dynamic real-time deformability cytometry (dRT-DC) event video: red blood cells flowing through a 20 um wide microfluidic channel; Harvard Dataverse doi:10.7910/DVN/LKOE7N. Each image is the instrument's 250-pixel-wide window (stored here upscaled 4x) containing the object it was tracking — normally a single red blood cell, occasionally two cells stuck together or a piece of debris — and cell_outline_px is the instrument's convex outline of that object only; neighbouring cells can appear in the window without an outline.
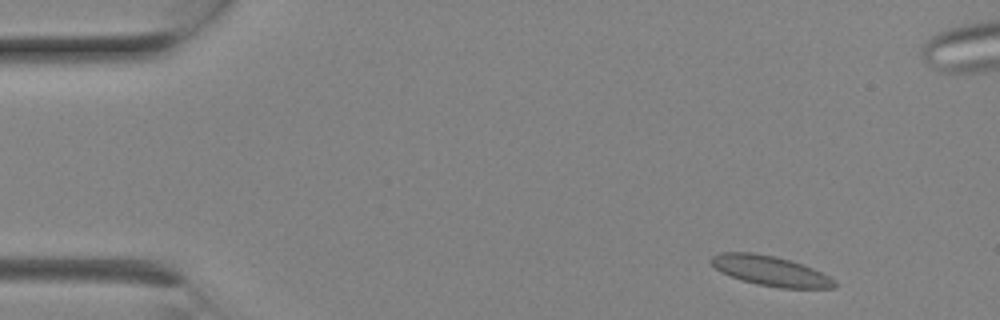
{"species": "Egyptian fruit bat (a non-hibernating species)", "species_latin": "Rousettus aegyptiacus", "temperature_condition": "room temperature", "stored_images_in_passage": 7, "camera_frame_rate_fps": 3000, "um_per_image_px": 0.085, "animal": {"sex": "female"}, "frame": {"image": 1, "passage_image": 2, "time_ms": 0.333, "image_size_px": [1000, 320], "cell_outline_px": [[836, 288], [780, 288], [756, 284], [720, 272], [708, 260], [712, 256], [720, 252], [752, 252], [776, 256], [812, 268], [836, 280]], "centroid_in_image_um": [65.47, 23.02], "position_along_channel_um": 19.5, "area_um2": 21.39}}